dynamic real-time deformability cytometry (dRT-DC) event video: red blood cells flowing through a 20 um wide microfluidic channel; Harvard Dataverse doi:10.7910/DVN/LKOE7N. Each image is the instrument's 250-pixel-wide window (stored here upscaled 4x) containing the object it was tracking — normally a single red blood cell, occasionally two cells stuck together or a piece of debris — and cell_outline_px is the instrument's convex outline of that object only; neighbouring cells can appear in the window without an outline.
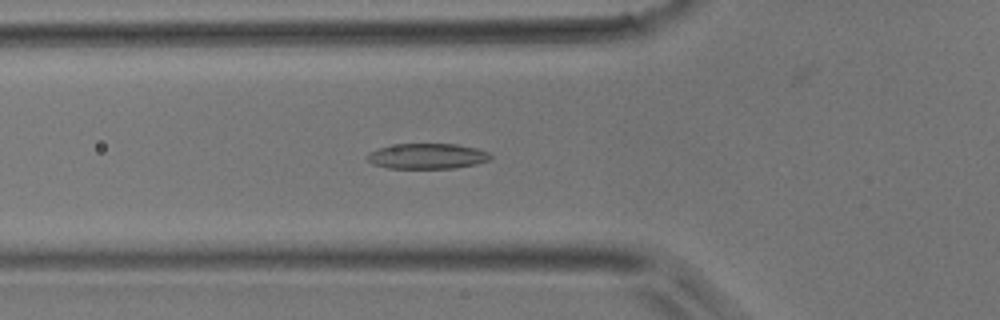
{"species": "common noctule bat (a hibernating species)", "species_latin": "Nyctalus noctula", "temperature_condition": "room temperature", "stored_images_in_passage": 29, "camera_frame_rate_fps": 3000, "um_per_image_px": 0.085, "animal": {"sex": "male", "body_mass_g": 17.9}, "frame": {"image": 1, "passage_image": 16, "time_ms": 5.0, "image_size_px": [1000, 320], "cell_outline_px": [[492, 160], [476, 164], [456, 168], [388, 168], [372, 164], [368, 160], [368, 152], [380, 148], [396, 144], [456, 144], [476, 148], [488, 152], [492, 156]], "centroid_in_image_um": [36.35, 13.28], "position_along_channel_um": 89.5, "area_um2": 18.26}}
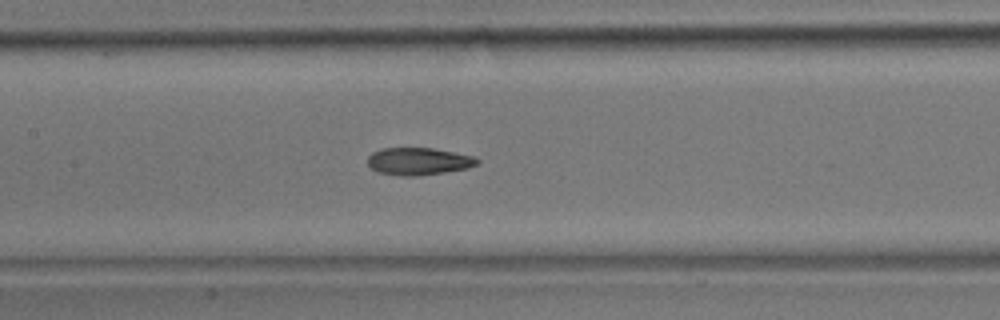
{"frame": {"image": 2, "passage_image": 22, "time_ms": 7.0, "image_size_px": [1000, 320], "cell_outline_px": [[480, 164], [468, 168], [420, 176], [400, 176], [380, 172], [372, 168], [368, 164], [368, 156], [372, 152], [380, 148], [432, 148], [476, 156], [480, 160]], "centroid_in_image_um": [35.62, 13.71], "position_along_channel_um": 171.8, "area_um2": 17.63}}
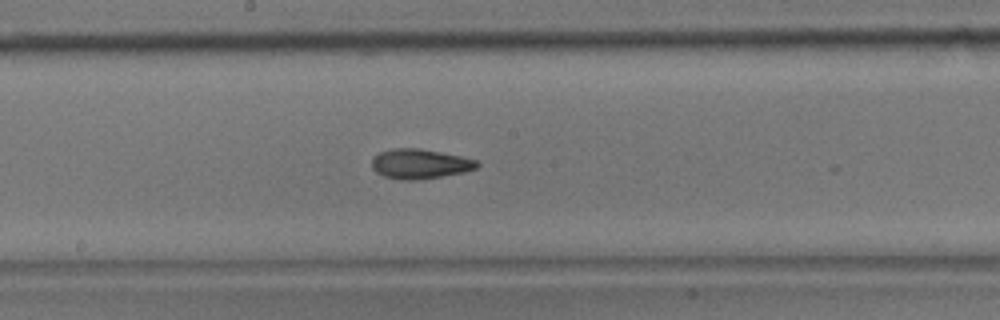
{"frame": {"image": 3, "passage_image": 25, "time_ms": 8.0, "image_size_px": [1000, 320], "cell_outline_px": [[480, 164], [476, 168], [464, 172], [420, 180], [400, 180], [384, 176], [376, 172], [372, 168], [372, 156], [380, 152], [392, 148], [420, 148], [460, 156], [476, 160]], "centroid_in_image_um": [35.66, 13.93], "position_along_channel_um": 212.5, "area_um2": 18.32}}